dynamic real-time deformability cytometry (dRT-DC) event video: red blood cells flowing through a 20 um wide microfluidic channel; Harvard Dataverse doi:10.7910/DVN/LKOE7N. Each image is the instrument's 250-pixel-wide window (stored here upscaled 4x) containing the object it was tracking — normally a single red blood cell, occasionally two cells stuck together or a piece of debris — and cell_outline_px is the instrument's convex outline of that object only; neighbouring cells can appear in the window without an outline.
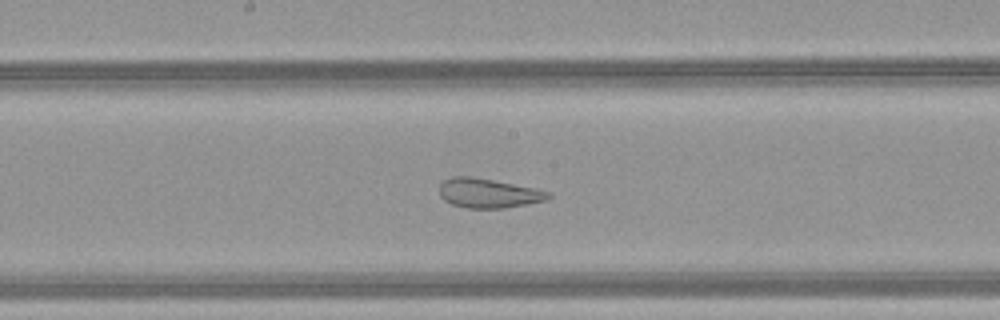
{"species": "common noctule bat (a hibernating species)", "species_latin": "Nyctalus noctula", "temperature_condition": "warm", "stored_images_in_passage": 49, "camera_frame_rate_fps": 3000, "um_per_image_px": 0.085, "animal": {"sex": "female", "body_mass_g": 21.9}, "frame": {"image": 1, "passage_image": 27, "time_ms": 8.667, "image_size_px": [1000, 320], "cell_outline_px": [[552, 196], [548, 200], [528, 204], [504, 208], [468, 208], [452, 204], [444, 200], [440, 196], [440, 184], [444, 180], [452, 176], [472, 176], [536, 188], [552, 192]], "centroid_in_image_um": [41.55, 16.42], "position_along_channel_um": 206.6, "area_um2": 18.84}}
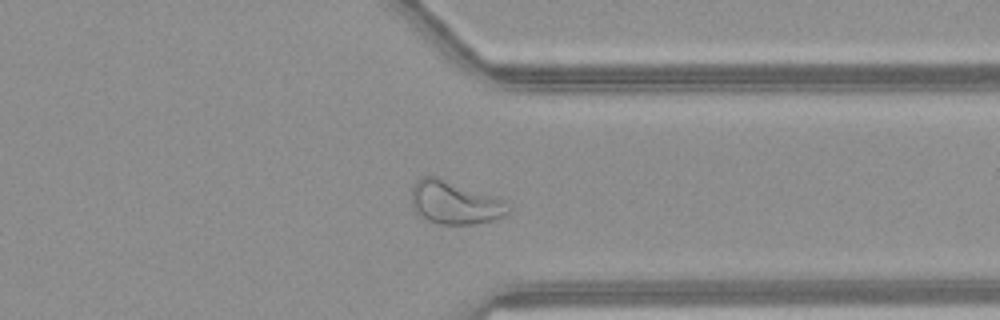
{"frame": {"image": 2, "passage_image": 39, "time_ms": 12.667, "image_size_px": [1000, 320], "cell_outline_px": [[512, 208], [504, 216], [492, 220], [476, 224], [440, 224], [428, 220], [420, 216], [416, 212], [412, 204], [412, 188], [416, 180], [424, 176], [436, 176], [504, 200]], "centroid_in_image_um": [38.65, 17.23], "position_along_channel_um": 372.8, "area_um2": 24.1}}
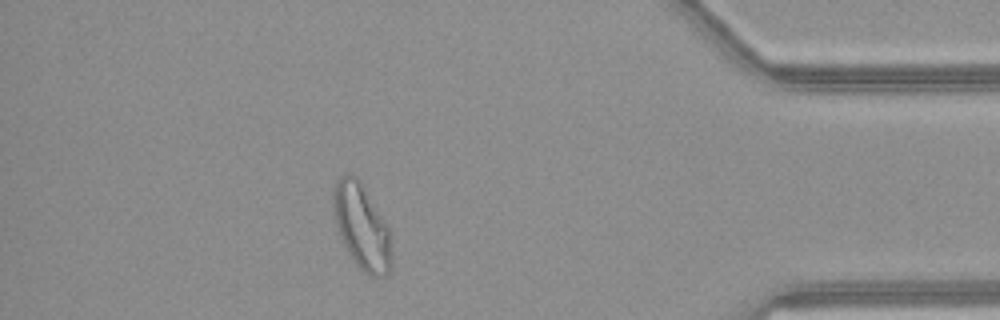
{"frame": {"image": 3, "passage_image": 44, "time_ms": 14.333, "image_size_px": [1000, 320], "cell_outline_px": [[392, 268], [388, 276], [376, 280], [368, 276], [356, 264], [348, 252], [340, 236], [336, 224], [332, 204], [332, 192], [336, 180], [344, 172], [356, 176], [364, 184], [384, 220], [388, 228], [392, 256]], "centroid_in_image_um": [30.75, 19.28], "position_along_channel_um": 404.4, "area_um2": 29.59}, "authors_computed_cell_mechanics": {"area_um2": 28.2642, "velocity_mm_per_s": 4.17, "shape_relaxation_time_tau1_ms": null, "shape_relaxation_time_tau2_ms": 1.3034, "deformation_change_tau1": null, "deformation_change_tau2": 0.1002}}